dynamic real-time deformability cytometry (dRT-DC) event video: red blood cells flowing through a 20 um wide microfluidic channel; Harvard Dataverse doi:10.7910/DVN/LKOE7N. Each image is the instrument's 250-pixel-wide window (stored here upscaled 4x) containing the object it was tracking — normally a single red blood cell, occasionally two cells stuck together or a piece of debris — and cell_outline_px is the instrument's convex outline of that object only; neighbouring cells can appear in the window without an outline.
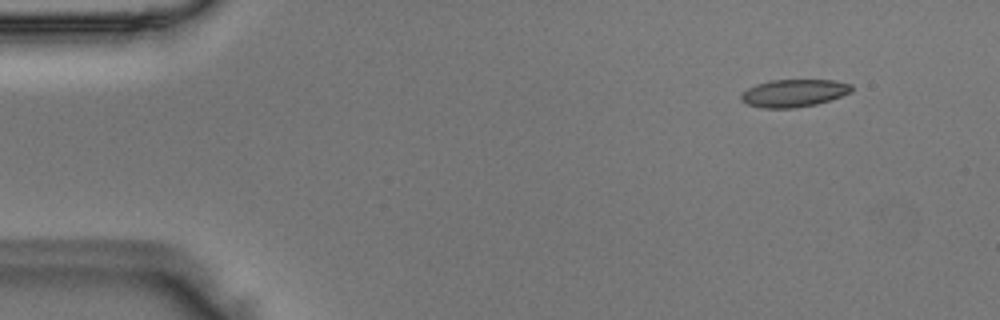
{"species": "Egyptian fruit bat (a non-hibernating species)", "species_latin": "Rousettus aegyptiacus", "temperature_condition": "room temperature", "stored_images_in_passage": 47, "camera_frame_rate_fps": 3000, "um_per_image_px": 0.085, "animal": {"sex": "male"}, "frame": {"image": 1, "passage_image": 1, "time_ms": 0.0, "image_size_px": [1000, 320], "cell_outline_px": [[852, 92], [816, 104], [792, 108], [760, 108], [748, 104], [740, 100], [740, 96], [748, 88], [756, 84], [768, 80], [832, 80], [852, 84]], "centroid_in_image_um": [67.45, 7.91], "position_along_channel_um": 17.5, "area_um2": 17.69}}
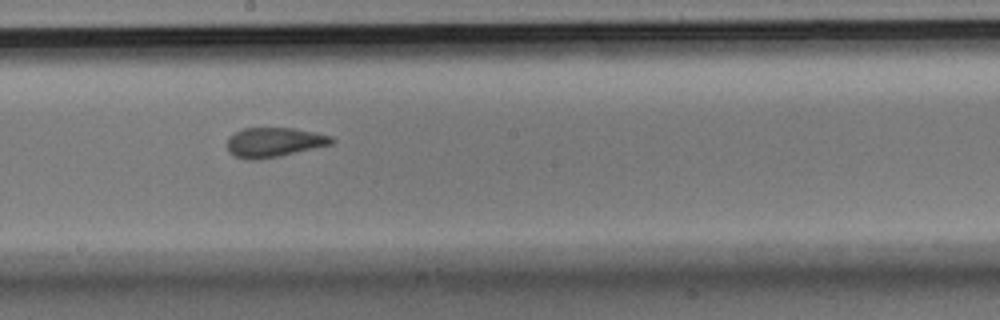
{"frame": {"image": 2, "passage_image": 24, "time_ms": 7.667, "image_size_px": [1000, 320], "cell_outline_px": [[336, 140], [332, 144], [280, 156], [260, 160], [248, 160], [236, 156], [228, 152], [228, 136], [244, 128], [292, 128], [316, 132], [332, 136]], "centroid_in_image_um": [23.31, 12.1], "position_along_channel_um": 224.9, "area_um2": 18.09}}
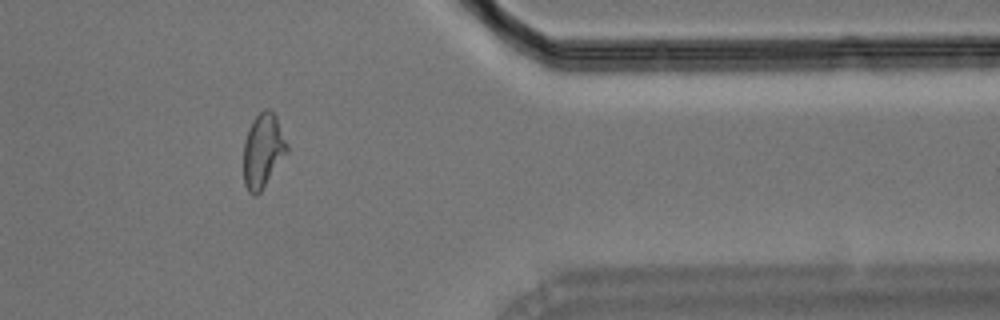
{"frame": {"image": 3, "passage_image": 38, "time_ms": 12.333, "image_size_px": [1000, 320], "cell_outline_px": [[288, 152], [260, 192], [256, 196], [252, 196], [248, 192], [244, 184], [244, 140], [248, 128], [252, 120], [264, 108], [268, 108], [276, 116], [288, 144]], "centroid_in_image_um": [22.35, 12.8], "position_along_channel_um": 389.1, "area_um2": 18.9}}